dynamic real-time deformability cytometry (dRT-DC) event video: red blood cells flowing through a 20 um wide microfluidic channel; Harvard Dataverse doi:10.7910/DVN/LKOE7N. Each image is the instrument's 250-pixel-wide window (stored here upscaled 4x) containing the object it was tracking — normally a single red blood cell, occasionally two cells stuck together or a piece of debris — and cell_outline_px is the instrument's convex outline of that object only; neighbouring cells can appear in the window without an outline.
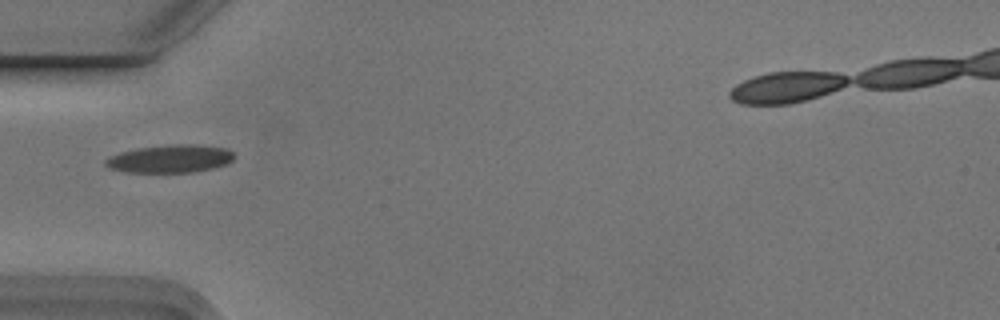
{"species": "Egyptian fruit bat (a non-hibernating species)", "species_latin": "Rousettus aegyptiacus", "temperature_condition": "cold", "stored_images_in_passage": 4, "camera_frame_rate_fps": 3000, "um_per_image_px": 0.085, "animal": {"sex": "male"}, "frame": {"image": 1, "passage_image": 1, "time_ms": 0.0, "image_size_px": [1000, 320], "cell_outline_px": [[236, 156], [228, 164], [212, 168], [188, 172], [128, 172], [112, 168], [104, 164], [104, 160], [108, 156], [120, 152], [136, 148], [172, 144], [196, 144], [228, 148]], "centroid_in_image_um": [14.48, 13.47], "position_along_channel_um": 70.5, "area_um2": 20.98}}
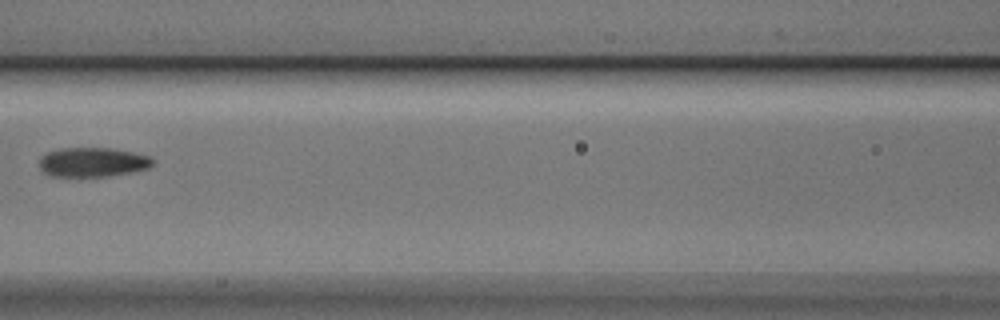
{"frame": {"image": 2, "passage_image": 3, "time_ms": 0.667, "image_size_px": [1000, 320], "cell_outline_px": [[152, 164], [148, 168], [108, 176], [48, 176], [40, 168], [40, 156], [48, 152], [64, 148], [112, 148], [132, 152], [148, 156], [152, 160]], "centroid_in_image_um": [7.83, 13.78], "position_along_channel_um": 158.8, "area_um2": 19.13}}
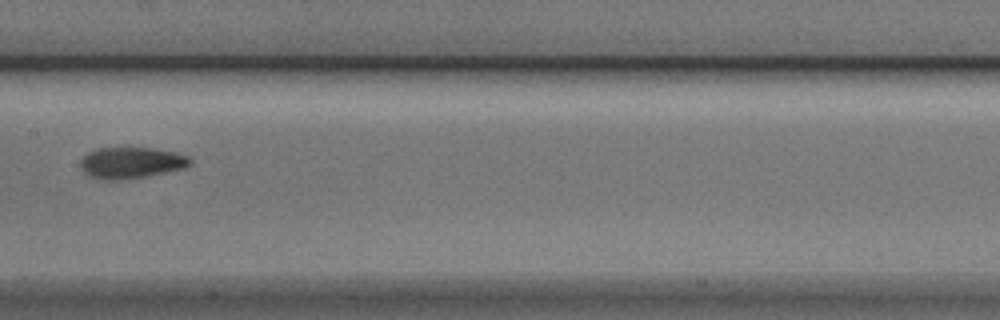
{"frame": {"image": 3, "passage_image": 4, "time_ms": 1.0, "image_size_px": [1000, 320], "cell_outline_px": [[192, 164], [184, 168], [144, 176], [120, 180], [104, 180], [88, 176], [80, 168], [80, 160], [88, 152], [96, 148], [152, 148], [176, 152], [188, 156], [192, 160]], "centroid_in_image_um": [11.13, 13.83], "position_along_channel_um": 196.3, "area_um2": 20.0}}